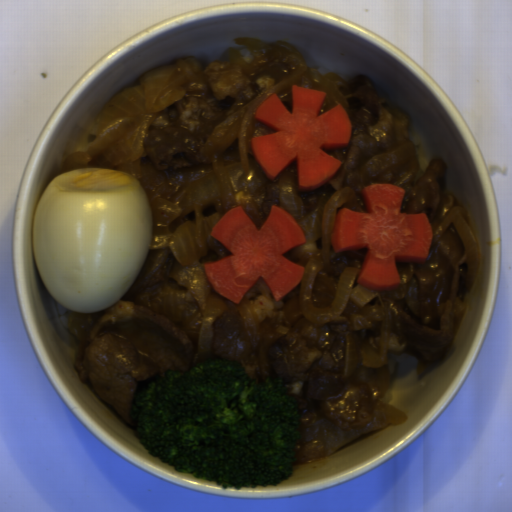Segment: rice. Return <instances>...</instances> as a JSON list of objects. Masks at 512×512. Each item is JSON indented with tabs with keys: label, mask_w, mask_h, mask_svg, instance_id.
<instances>
[{
	"label": "rice",
	"mask_w": 512,
	"mask_h": 512,
	"mask_svg": "<svg viewBox=\"0 0 512 512\" xmlns=\"http://www.w3.org/2000/svg\"><path fill=\"white\" fill-rule=\"evenodd\" d=\"M66 309L67 308L64 307L63 305H61L60 303L58 304L57 315H58L60 321L63 323V325L67 329V327H69V324H68V319L66 317Z\"/></svg>",
	"instance_id": "obj_2"
},
{
	"label": "rice",
	"mask_w": 512,
	"mask_h": 512,
	"mask_svg": "<svg viewBox=\"0 0 512 512\" xmlns=\"http://www.w3.org/2000/svg\"><path fill=\"white\" fill-rule=\"evenodd\" d=\"M238 52L241 56V58L245 59L246 61H254V55L245 47L244 45L240 44L237 46Z\"/></svg>",
	"instance_id": "obj_1"
}]
</instances>
